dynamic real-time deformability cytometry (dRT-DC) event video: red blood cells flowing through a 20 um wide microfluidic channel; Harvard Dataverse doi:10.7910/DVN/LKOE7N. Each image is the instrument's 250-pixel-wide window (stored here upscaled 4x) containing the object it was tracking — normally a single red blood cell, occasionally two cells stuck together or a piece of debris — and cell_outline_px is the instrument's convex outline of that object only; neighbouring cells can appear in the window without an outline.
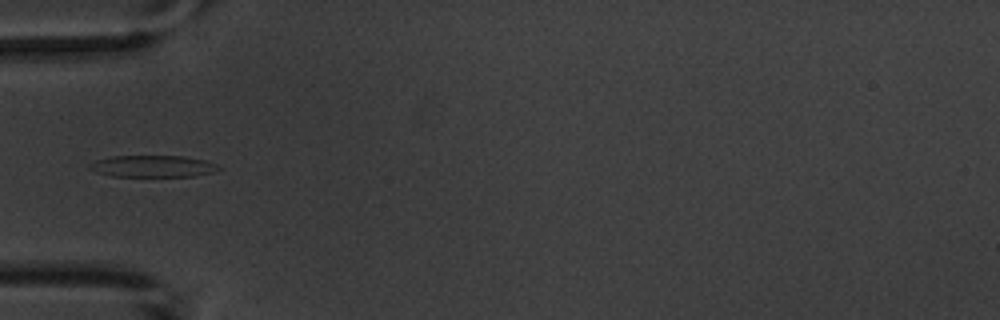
{"species": "common noctule bat (a hibernating species)", "species_latin": "Nyctalus noctula", "temperature_condition": "warm", "stored_images_in_passage": 5, "camera_frame_rate_fps": 3000, "um_per_image_px": 0.085, "animal": {"sex": "male", "body_mass_g": 20.1, "forearm_length_mm": 53.5}, "frame": {"image": 1, "passage_image": 5, "time_ms": 4.667, "image_size_px": [1000, 320], "cell_outline_px": [[220, 168], [212, 172], [196, 176], [112, 176], [96, 172], [88, 168], [88, 164], [96, 160], [112, 156], [184, 156], [204, 160], [216, 164]], "centroid_in_image_um": [12.95, 14.13], "position_along_channel_um": 72.0, "area_um2": 16.24}}